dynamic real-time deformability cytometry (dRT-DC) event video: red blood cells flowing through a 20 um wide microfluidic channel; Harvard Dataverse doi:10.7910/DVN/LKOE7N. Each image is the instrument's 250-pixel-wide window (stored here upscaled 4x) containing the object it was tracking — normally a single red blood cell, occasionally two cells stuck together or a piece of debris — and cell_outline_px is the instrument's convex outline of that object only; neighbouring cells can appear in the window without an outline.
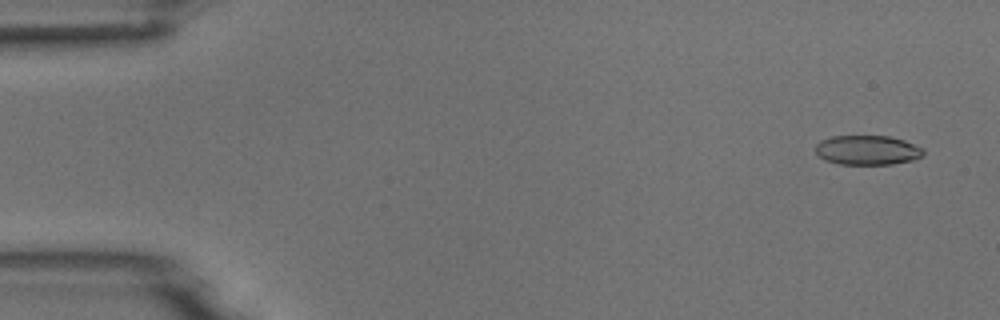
{"species": "common noctule bat (a hibernating species)", "species_latin": "Nyctalus noctula", "temperature_condition": "room temperature", "stored_images_in_passage": 7, "camera_frame_rate_fps": 3000, "um_per_image_px": 0.085, "animal": {"sex": "male", "body_mass_g": 18.8}, "frame": {"image": 1, "passage_image": 1, "time_ms": 0.0, "image_size_px": [1000, 320], "cell_outline_px": [[924, 156], [912, 160], [892, 164], [840, 164], [824, 160], [816, 152], [816, 144], [820, 140], [832, 136], [888, 136], [904, 140], [924, 148]], "centroid_in_image_um": [73.74, 12.76], "position_along_channel_um": 11.3, "area_um2": 18.61}}
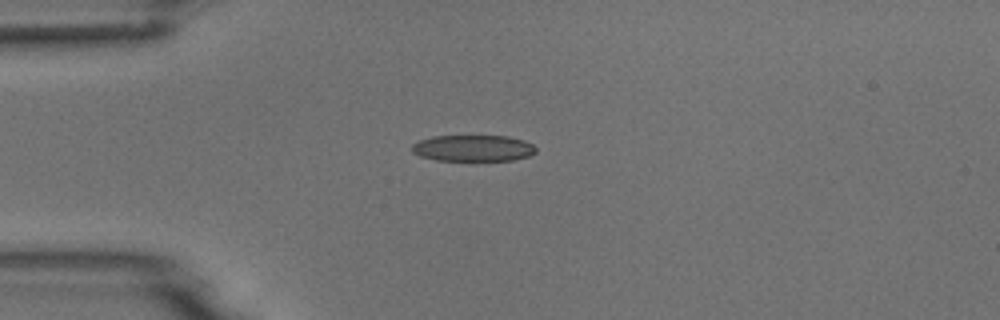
{"frame": {"image": 2, "passage_image": 4, "time_ms": 3.667, "image_size_px": [1000, 320], "cell_outline_px": [[536, 152], [528, 156], [512, 160], [436, 160], [420, 156], [412, 152], [412, 144], [420, 140], [432, 136], [508, 136], [524, 140], [532, 144], [536, 148]], "centroid_in_image_um": [40.21, 12.59], "position_along_channel_um": 44.8, "area_um2": 18.96}}